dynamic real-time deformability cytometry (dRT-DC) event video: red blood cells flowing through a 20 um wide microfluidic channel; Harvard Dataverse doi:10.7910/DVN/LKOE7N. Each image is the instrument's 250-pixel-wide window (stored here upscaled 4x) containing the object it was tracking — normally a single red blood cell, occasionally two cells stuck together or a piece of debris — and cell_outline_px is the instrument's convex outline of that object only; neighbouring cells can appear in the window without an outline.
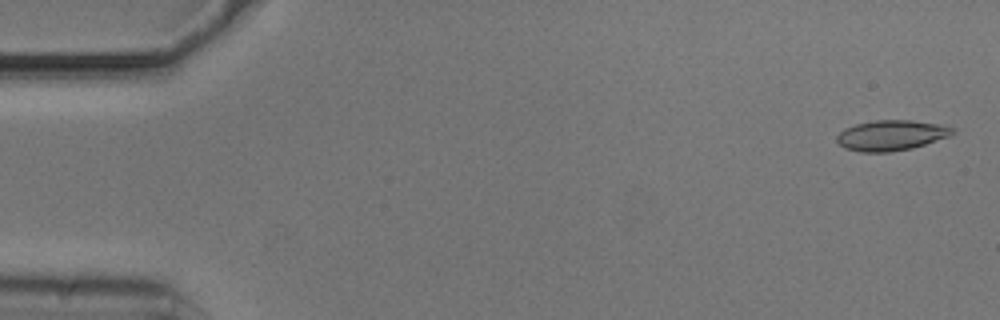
{"species": "common noctule bat (a hibernating species)", "species_latin": "Nyctalus noctula", "temperature_condition": "cold", "stored_images_in_passage": 54, "camera_frame_rate_fps": 3000, "um_per_image_px": 0.085, "animal": {"sex": "male", "body_mass_g": 20.5, "forearm_length_mm": 52.5}, "frame": {"image": 1, "passage_image": 2, "time_ms": 0.333, "image_size_px": [1000, 320], "cell_outline_px": [[956, 132], [948, 136], [912, 148], [888, 152], [860, 152], [844, 148], [836, 140], [836, 136], [844, 128], [856, 124], [876, 120], [912, 120], [936, 124], [952, 128]], "centroid_in_image_um": [75.69, 11.5], "position_along_channel_um": 9.3, "area_um2": 20.23}}
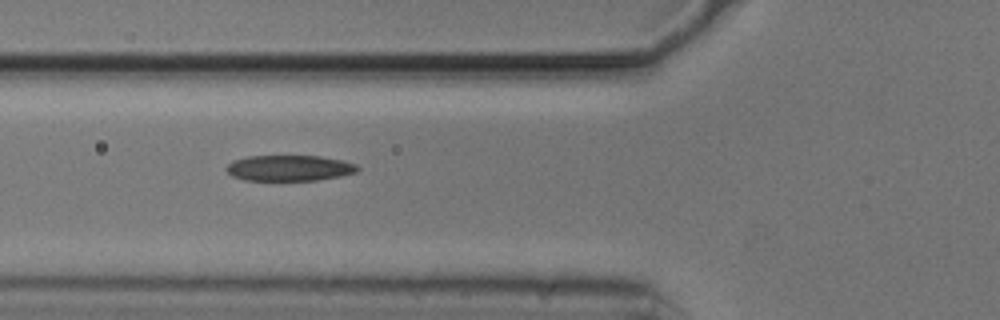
{"frame": {"image": 2, "passage_image": 20, "time_ms": 6.333, "image_size_px": [1000, 320], "cell_outline_px": [[360, 168], [356, 172], [340, 176], [316, 180], [244, 180], [232, 176], [224, 168], [232, 160], [248, 156], [320, 156], [344, 160], [356, 164]], "centroid_in_image_um": [24.58, 14.28], "position_along_channel_um": 101.2, "area_um2": 19.77}}
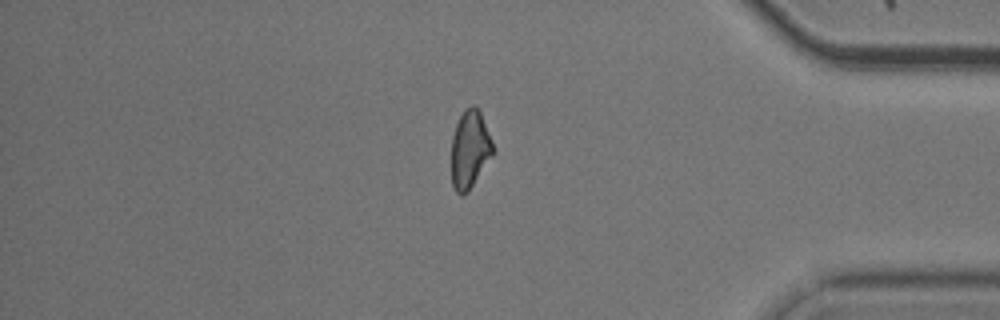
{"frame": {"image": 3, "passage_image": 46, "time_ms": 15.0, "image_size_px": [1000, 320], "cell_outline_px": [[492, 156], [468, 192], [460, 196], [456, 192], [452, 184], [452, 136], [456, 124], [464, 108], [472, 104], [476, 104], [480, 112], [492, 140]], "centroid_in_image_um": [39.92, 12.68], "position_along_channel_um": 395.3, "area_um2": 18.79}, "authors_computed_cell_mechanics": {"area_um2": 19.8832, "velocity_mm_per_s": 3.7148, "shape_relaxation_time_tau1_ms": 4.8394, "shape_relaxation_time_tau2_ms": 3.9816, "deformation_change_tau1": 0.1654, "deformation_change_tau2": 0.1313}}